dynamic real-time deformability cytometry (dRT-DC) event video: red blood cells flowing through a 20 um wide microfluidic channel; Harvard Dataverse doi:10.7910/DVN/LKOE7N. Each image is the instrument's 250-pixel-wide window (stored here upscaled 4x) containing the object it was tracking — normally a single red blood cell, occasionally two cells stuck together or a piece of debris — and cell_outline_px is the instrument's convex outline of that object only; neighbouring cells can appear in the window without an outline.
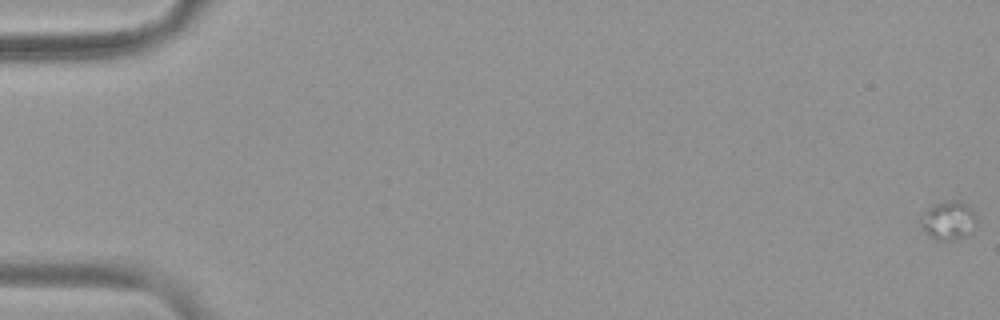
{"species": "common noctule bat (a hibernating species)", "species_latin": "Nyctalus noctula", "temperature_condition": "warm", "stored_images_in_passage": 21, "camera_frame_rate_fps": 3000, "um_per_image_px": 0.085, "animal": {"sex": "female", "body_mass_g": 19.9}, "frame": {"image": 1, "passage_image": 1, "time_ms": 0.0, "image_size_px": [1000, 320], "cell_outline_px": [[976, 224], [964, 236], [956, 240], [936, 240], [920, 228], [920, 216], [932, 204], [944, 200], [960, 200], [976, 216]], "centroid_in_image_um": [80.55, 18.72], "position_along_channel_um": 4.5, "area_um2": 12.54}}